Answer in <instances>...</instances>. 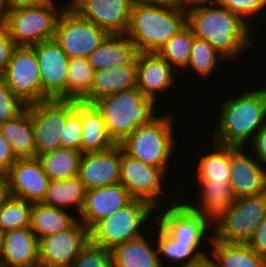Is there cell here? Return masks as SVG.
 Returning a JSON list of instances; mask_svg holds the SVG:
<instances>
[{"mask_svg":"<svg viewBox=\"0 0 266 267\" xmlns=\"http://www.w3.org/2000/svg\"><path fill=\"white\" fill-rule=\"evenodd\" d=\"M186 11L194 36L210 43L227 63L236 61L256 42L254 29L218 2L192 4Z\"/></svg>","mask_w":266,"mask_h":267,"instance_id":"cell-1","label":"cell"},{"mask_svg":"<svg viewBox=\"0 0 266 267\" xmlns=\"http://www.w3.org/2000/svg\"><path fill=\"white\" fill-rule=\"evenodd\" d=\"M232 93L219 102V116L212 141L225 146L250 147V140L266 123V87ZM248 144V145H247ZM246 145V146H245Z\"/></svg>","mask_w":266,"mask_h":267,"instance_id":"cell-2","label":"cell"},{"mask_svg":"<svg viewBox=\"0 0 266 267\" xmlns=\"http://www.w3.org/2000/svg\"><path fill=\"white\" fill-rule=\"evenodd\" d=\"M186 25V10L134 0L126 35L135 44L138 52L158 53Z\"/></svg>","mask_w":266,"mask_h":267,"instance_id":"cell-3","label":"cell"},{"mask_svg":"<svg viewBox=\"0 0 266 267\" xmlns=\"http://www.w3.org/2000/svg\"><path fill=\"white\" fill-rule=\"evenodd\" d=\"M95 105L101 111L107 133L115 144L122 143L139 126L151 123L159 112L165 111L159 110V101L146 97L137 87L104 97Z\"/></svg>","mask_w":266,"mask_h":267,"instance_id":"cell-4","label":"cell"},{"mask_svg":"<svg viewBox=\"0 0 266 267\" xmlns=\"http://www.w3.org/2000/svg\"><path fill=\"white\" fill-rule=\"evenodd\" d=\"M162 115V116H161ZM174 114H160L151 123L139 126L122 143V149L139 161L169 171V161L175 152ZM174 130V132H173ZM172 156V157H171ZM168 166V167H167Z\"/></svg>","mask_w":266,"mask_h":267,"instance_id":"cell-5","label":"cell"},{"mask_svg":"<svg viewBox=\"0 0 266 267\" xmlns=\"http://www.w3.org/2000/svg\"><path fill=\"white\" fill-rule=\"evenodd\" d=\"M47 0L40 5L4 12V24L16 46H33L54 39L57 19L67 4ZM63 5V6H62Z\"/></svg>","mask_w":266,"mask_h":267,"instance_id":"cell-6","label":"cell"},{"mask_svg":"<svg viewBox=\"0 0 266 267\" xmlns=\"http://www.w3.org/2000/svg\"><path fill=\"white\" fill-rule=\"evenodd\" d=\"M266 217V192L236 198L212 221V241L248 244Z\"/></svg>","mask_w":266,"mask_h":267,"instance_id":"cell-7","label":"cell"},{"mask_svg":"<svg viewBox=\"0 0 266 267\" xmlns=\"http://www.w3.org/2000/svg\"><path fill=\"white\" fill-rule=\"evenodd\" d=\"M154 211L156 212V209L148 202L133 199L125 207L98 221L89 230V240L105 249L112 250L115 246L147 232L142 230L146 229L144 224L153 222L148 219H151L153 214L156 215Z\"/></svg>","mask_w":266,"mask_h":267,"instance_id":"cell-8","label":"cell"},{"mask_svg":"<svg viewBox=\"0 0 266 267\" xmlns=\"http://www.w3.org/2000/svg\"><path fill=\"white\" fill-rule=\"evenodd\" d=\"M180 198V196L178 199L172 196L169 198L171 203L159 207V213L156 212L158 217L154 215L158 218L156 222L179 244L202 245L205 238L211 243L212 221L192 210L185 204L183 198L181 200ZM208 231H211L210 235Z\"/></svg>","mask_w":266,"mask_h":267,"instance_id":"cell-9","label":"cell"},{"mask_svg":"<svg viewBox=\"0 0 266 267\" xmlns=\"http://www.w3.org/2000/svg\"><path fill=\"white\" fill-rule=\"evenodd\" d=\"M108 35L67 5L57 19L54 40L69 59L88 58Z\"/></svg>","mask_w":266,"mask_h":267,"instance_id":"cell-10","label":"cell"},{"mask_svg":"<svg viewBox=\"0 0 266 267\" xmlns=\"http://www.w3.org/2000/svg\"><path fill=\"white\" fill-rule=\"evenodd\" d=\"M166 174L162 168L133 158L121 147L120 183L133 199L148 202L156 211L160 206H167L168 200L163 202L165 200L163 198H166L164 197L165 185L163 186L167 178L165 176H168Z\"/></svg>","mask_w":266,"mask_h":267,"instance_id":"cell-11","label":"cell"},{"mask_svg":"<svg viewBox=\"0 0 266 267\" xmlns=\"http://www.w3.org/2000/svg\"><path fill=\"white\" fill-rule=\"evenodd\" d=\"M0 77L26 105L43 101L39 64L32 47L17 46Z\"/></svg>","mask_w":266,"mask_h":267,"instance_id":"cell-12","label":"cell"},{"mask_svg":"<svg viewBox=\"0 0 266 267\" xmlns=\"http://www.w3.org/2000/svg\"><path fill=\"white\" fill-rule=\"evenodd\" d=\"M31 113L36 157L62 147L66 100L48 99L26 106Z\"/></svg>","mask_w":266,"mask_h":267,"instance_id":"cell-13","label":"cell"},{"mask_svg":"<svg viewBox=\"0 0 266 267\" xmlns=\"http://www.w3.org/2000/svg\"><path fill=\"white\" fill-rule=\"evenodd\" d=\"M36 53L41 77L43 101L66 100L69 57L54 40L31 46Z\"/></svg>","mask_w":266,"mask_h":267,"instance_id":"cell-14","label":"cell"},{"mask_svg":"<svg viewBox=\"0 0 266 267\" xmlns=\"http://www.w3.org/2000/svg\"><path fill=\"white\" fill-rule=\"evenodd\" d=\"M133 2L134 0H70L68 6L108 34H126Z\"/></svg>","mask_w":266,"mask_h":267,"instance_id":"cell-15","label":"cell"},{"mask_svg":"<svg viewBox=\"0 0 266 267\" xmlns=\"http://www.w3.org/2000/svg\"><path fill=\"white\" fill-rule=\"evenodd\" d=\"M89 240V230L78 220L71 228L39 239L40 267H71Z\"/></svg>","mask_w":266,"mask_h":267,"instance_id":"cell-16","label":"cell"},{"mask_svg":"<svg viewBox=\"0 0 266 267\" xmlns=\"http://www.w3.org/2000/svg\"><path fill=\"white\" fill-rule=\"evenodd\" d=\"M245 150L230 146L229 183L235 198L266 192V167Z\"/></svg>","mask_w":266,"mask_h":267,"instance_id":"cell-17","label":"cell"},{"mask_svg":"<svg viewBox=\"0 0 266 267\" xmlns=\"http://www.w3.org/2000/svg\"><path fill=\"white\" fill-rule=\"evenodd\" d=\"M8 174L9 195L31 203H41L49 177L38 157L17 159Z\"/></svg>","mask_w":266,"mask_h":267,"instance_id":"cell-18","label":"cell"},{"mask_svg":"<svg viewBox=\"0 0 266 267\" xmlns=\"http://www.w3.org/2000/svg\"><path fill=\"white\" fill-rule=\"evenodd\" d=\"M121 145L115 144L102 152L83 153L78 177L86 190L120 183Z\"/></svg>","mask_w":266,"mask_h":267,"instance_id":"cell-19","label":"cell"},{"mask_svg":"<svg viewBox=\"0 0 266 267\" xmlns=\"http://www.w3.org/2000/svg\"><path fill=\"white\" fill-rule=\"evenodd\" d=\"M132 200L121 183L86 190L85 203L78 220L90 230L98 221L109 217Z\"/></svg>","mask_w":266,"mask_h":267,"instance_id":"cell-20","label":"cell"},{"mask_svg":"<svg viewBox=\"0 0 266 267\" xmlns=\"http://www.w3.org/2000/svg\"><path fill=\"white\" fill-rule=\"evenodd\" d=\"M136 63L137 88L146 97L158 101L160 99L157 98L169 91L176 82L178 70L175 71L158 53L138 52Z\"/></svg>","mask_w":266,"mask_h":267,"instance_id":"cell-21","label":"cell"},{"mask_svg":"<svg viewBox=\"0 0 266 267\" xmlns=\"http://www.w3.org/2000/svg\"><path fill=\"white\" fill-rule=\"evenodd\" d=\"M2 267H40L39 239L30 228L5 232Z\"/></svg>","mask_w":266,"mask_h":267,"instance_id":"cell-22","label":"cell"},{"mask_svg":"<svg viewBox=\"0 0 266 267\" xmlns=\"http://www.w3.org/2000/svg\"><path fill=\"white\" fill-rule=\"evenodd\" d=\"M137 87L136 58L130 64L94 72L90 94L82 101L95 104L100 99Z\"/></svg>","mask_w":266,"mask_h":267,"instance_id":"cell-23","label":"cell"},{"mask_svg":"<svg viewBox=\"0 0 266 267\" xmlns=\"http://www.w3.org/2000/svg\"><path fill=\"white\" fill-rule=\"evenodd\" d=\"M135 44L126 34H109L103 42L88 56L94 72L130 64L137 56Z\"/></svg>","mask_w":266,"mask_h":267,"instance_id":"cell-24","label":"cell"},{"mask_svg":"<svg viewBox=\"0 0 266 267\" xmlns=\"http://www.w3.org/2000/svg\"><path fill=\"white\" fill-rule=\"evenodd\" d=\"M145 233L111 250L113 267H162L158 245ZM154 244L156 247H154Z\"/></svg>","mask_w":266,"mask_h":267,"instance_id":"cell-25","label":"cell"},{"mask_svg":"<svg viewBox=\"0 0 266 267\" xmlns=\"http://www.w3.org/2000/svg\"><path fill=\"white\" fill-rule=\"evenodd\" d=\"M198 189L201 191L198 204L186 201V205L192 210L207 217L211 221L215 220L223 213L234 201L235 196L229 182L197 181Z\"/></svg>","mask_w":266,"mask_h":267,"instance_id":"cell-26","label":"cell"},{"mask_svg":"<svg viewBox=\"0 0 266 267\" xmlns=\"http://www.w3.org/2000/svg\"><path fill=\"white\" fill-rule=\"evenodd\" d=\"M115 143L109 137L103 115L95 104L82 102V135L80 152H102Z\"/></svg>","mask_w":266,"mask_h":267,"instance_id":"cell-27","label":"cell"},{"mask_svg":"<svg viewBox=\"0 0 266 267\" xmlns=\"http://www.w3.org/2000/svg\"><path fill=\"white\" fill-rule=\"evenodd\" d=\"M0 133L10 143L17 159L36 157L31 113L27 107L15 118L0 124Z\"/></svg>","mask_w":266,"mask_h":267,"instance_id":"cell-28","label":"cell"},{"mask_svg":"<svg viewBox=\"0 0 266 267\" xmlns=\"http://www.w3.org/2000/svg\"><path fill=\"white\" fill-rule=\"evenodd\" d=\"M68 211L42 203H33L30 229L38 239L65 231L78 221L77 214Z\"/></svg>","mask_w":266,"mask_h":267,"instance_id":"cell-29","label":"cell"},{"mask_svg":"<svg viewBox=\"0 0 266 267\" xmlns=\"http://www.w3.org/2000/svg\"><path fill=\"white\" fill-rule=\"evenodd\" d=\"M86 188L78 177L50 180L42 204L75 212L79 215L85 203ZM72 209V210H70Z\"/></svg>","mask_w":266,"mask_h":267,"instance_id":"cell-30","label":"cell"},{"mask_svg":"<svg viewBox=\"0 0 266 267\" xmlns=\"http://www.w3.org/2000/svg\"><path fill=\"white\" fill-rule=\"evenodd\" d=\"M211 256L217 267H266V258L247 244L211 241Z\"/></svg>","mask_w":266,"mask_h":267,"instance_id":"cell-31","label":"cell"},{"mask_svg":"<svg viewBox=\"0 0 266 267\" xmlns=\"http://www.w3.org/2000/svg\"><path fill=\"white\" fill-rule=\"evenodd\" d=\"M211 142L213 150L197 158L196 181L229 182L230 146Z\"/></svg>","mask_w":266,"mask_h":267,"instance_id":"cell-32","label":"cell"},{"mask_svg":"<svg viewBox=\"0 0 266 267\" xmlns=\"http://www.w3.org/2000/svg\"><path fill=\"white\" fill-rule=\"evenodd\" d=\"M156 224V231H152V236L153 233L155 232L154 235V240L156 239V243L158 245V251H159V256L160 257V263L162 267L167 266L164 264L163 258L166 259V261H170V263L174 264H180L186 265L188 263L194 262L198 260L200 257H203L208 254L207 251L204 252V250H199L201 248V245H183L179 244L176 242L157 222L155 221ZM162 257V258H161ZM168 267V266H167Z\"/></svg>","mask_w":266,"mask_h":267,"instance_id":"cell-33","label":"cell"},{"mask_svg":"<svg viewBox=\"0 0 266 267\" xmlns=\"http://www.w3.org/2000/svg\"><path fill=\"white\" fill-rule=\"evenodd\" d=\"M81 157L82 153L80 151L61 147L38 158L49 179L58 180L78 176Z\"/></svg>","mask_w":266,"mask_h":267,"instance_id":"cell-34","label":"cell"},{"mask_svg":"<svg viewBox=\"0 0 266 267\" xmlns=\"http://www.w3.org/2000/svg\"><path fill=\"white\" fill-rule=\"evenodd\" d=\"M94 70L88 58L69 59L66 84V100L82 102L93 84Z\"/></svg>","mask_w":266,"mask_h":267,"instance_id":"cell-35","label":"cell"},{"mask_svg":"<svg viewBox=\"0 0 266 267\" xmlns=\"http://www.w3.org/2000/svg\"><path fill=\"white\" fill-rule=\"evenodd\" d=\"M194 34L186 25L177 34L173 35L158 54L174 69H186L190 61V53L194 44Z\"/></svg>","mask_w":266,"mask_h":267,"instance_id":"cell-36","label":"cell"},{"mask_svg":"<svg viewBox=\"0 0 266 267\" xmlns=\"http://www.w3.org/2000/svg\"><path fill=\"white\" fill-rule=\"evenodd\" d=\"M225 60L206 40L195 37L194 44L190 53V61L185 69L191 70L201 76L203 80L212 79L213 72L219 65V62Z\"/></svg>","mask_w":266,"mask_h":267,"instance_id":"cell-37","label":"cell"},{"mask_svg":"<svg viewBox=\"0 0 266 267\" xmlns=\"http://www.w3.org/2000/svg\"><path fill=\"white\" fill-rule=\"evenodd\" d=\"M33 203L8 195L0 202V229L4 232L30 228Z\"/></svg>","mask_w":266,"mask_h":267,"instance_id":"cell-38","label":"cell"},{"mask_svg":"<svg viewBox=\"0 0 266 267\" xmlns=\"http://www.w3.org/2000/svg\"><path fill=\"white\" fill-rule=\"evenodd\" d=\"M82 135V102L66 100V123L61 136L62 147L80 151Z\"/></svg>","mask_w":266,"mask_h":267,"instance_id":"cell-39","label":"cell"},{"mask_svg":"<svg viewBox=\"0 0 266 267\" xmlns=\"http://www.w3.org/2000/svg\"><path fill=\"white\" fill-rule=\"evenodd\" d=\"M71 267H113L111 250L88 240Z\"/></svg>","mask_w":266,"mask_h":267,"instance_id":"cell-40","label":"cell"},{"mask_svg":"<svg viewBox=\"0 0 266 267\" xmlns=\"http://www.w3.org/2000/svg\"><path fill=\"white\" fill-rule=\"evenodd\" d=\"M26 106L0 77V124L15 118Z\"/></svg>","mask_w":266,"mask_h":267,"instance_id":"cell-41","label":"cell"},{"mask_svg":"<svg viewBox=\"0 0 266 267\" xmlns=\"http://www.w3.org/2000/svg\"><path fill=\"white\" fill-rule=\"evenodd\" d=\"M218 3L230 12L240 16L252 28L253 25H251L249 19L251 20L256 15L262 14L263 10L266 9V0H218Z\"/></svg>","mask_w":266,"mask_h":267,"instance_id":"cell-42","label":"cell"},{"mask_svg":"<svg viewBox=\"0 0 266 267\" xmlns=\"http://www.w3.org/2000/svg\"><path fill=\"white\" fill-rule=\"evenodd\" d=\"M16 47L6 25L4 22L0 23V75L6 70Z\"/></svg>","mask_w":266,"mask_h":267,"instance_id":"cell-43","label":"cell"},{"mask_svg":"<svg viewBox=\"0 0 266 267\" xmlns=\"http://www.w3.org/2000/svg\"><path fill=\"white\" fill-rule=\"evenodd\" d=\"M250 144L252 145L250 151L255 154L253 156L266 167V123L257 132Z\"/></svg>","mask_w":266,"mask_h":267,"instance_id":"cell-44","label":"cell"},{"mask_svg":"<svg viewBox=\"0 0 266 267\" xmlns=\"http://www.w3.org/2000/svg\"><path fill=\"white\" fill-rule=\"evenodd\" d=\"M247 245L257 254L266 258V217L259 224Z\"/></svg>","mask_w":266,"mask_h":267,"instance_id":"cell-45","label":"cell"},{"mask_svg":"<svg viewBox=\"0 0 266 267\" xmlns=\"http://www.w3.org/2000/svg\"><path fill=\"white\" fill-rule=\"evenodd\" d=\"M16 161L17 158L12 152L10 143L0 133V171L8 173Z\"/></svg>","mask_w":266,"mask_h":267,"instance_id":"cell-46","label":"cell"},{"mask_svg":"<svg viewBox=\"0 0 266 267\" xmlns=\"http://www.w3.org/2000/svg\"><path fill=\"white\" fill-rule=\"evenodd\" d=\"M45 1L47 0H0L4 12L18 8L37 6Z\"/></svg>","mask_w":266,"mask_h":267,"instance_id":"cell-47","label":"cell"},{"mask_svg":"<svg viewBox=\"0 0 266 267\" xmlns=\"http://www.w3.org/2000/svg\"><path fill=\"white\" fill-rule=\"evenodd\" d=\"M138 2L150 5L170 6L187 10L191 6V0H137Z\"/></svg>","mask_w":266,"mask_h":267,"instance_id":"cell-48","label":"cell"},{"mask_svg":"<svg viewBox=\"0 0 266 267\" xmlns=\"http://www.w3.org/2000/svg\"><path fill=\"white\" fill-rule=\"evenodd\" d=\"M177 267H217L214 259L210 254H207L203 257H200L198 260L188 263L186 265L177 266Z\"/></svg>","mask_w":266,"mask_h":267,"instance_id":"cell-49","label":"cell"},{"mask_svg":"<svg viewBox=\"0 0 266 267\" xmlns=\"http://www.w3.org/2000/svg\"><path fill=\"white\" fill-rule=\"evenodd\" d=\"M8 195V174L0 171V202L3 201Z\"/></svg>","mask_w":266,"mask_h":267,"instance_id":"cell-50","label":"cell"},{"mask_svg":"<svg viewBox=\"0 0 266 267\" xmlns=\"http://www.w3.org/2000/svg\"><path fill=\"white\" fill-rule=\"evenodd\" d=\"M4 239H5V232L0 229V257L3 252Z\"/></svg>","mask_w":266,"mask_h":267,"instance_id":"cell-51","label":"cell"},{"mask_svg":"<svg viewBox=\"0 0 266 267\" xmlns=\"http://www.w3.org/2000/svg\"><path fill=\"white\" fill-rule=\"evenodd\" d=\"M209 2H218V0H191V5L197 3H209Z\"/></svg>","mask_w":266,"mask_h":267,"instance_id":"cell-52","label":"cell"},{"mask_svg":"<svg viewBox=\"0 0 266 267\" xmlns=\"http://www.w3.org/2000/svg\"><path fill=\"white\" fill-rule=\"evenodd\" d=\"M2 22H4V11L2 9L1 2H0V23Z\"/></svg>","mask_w":266,"mask_h":267,"instance_id":"cell-53","label":"cell"}]
</instances>
